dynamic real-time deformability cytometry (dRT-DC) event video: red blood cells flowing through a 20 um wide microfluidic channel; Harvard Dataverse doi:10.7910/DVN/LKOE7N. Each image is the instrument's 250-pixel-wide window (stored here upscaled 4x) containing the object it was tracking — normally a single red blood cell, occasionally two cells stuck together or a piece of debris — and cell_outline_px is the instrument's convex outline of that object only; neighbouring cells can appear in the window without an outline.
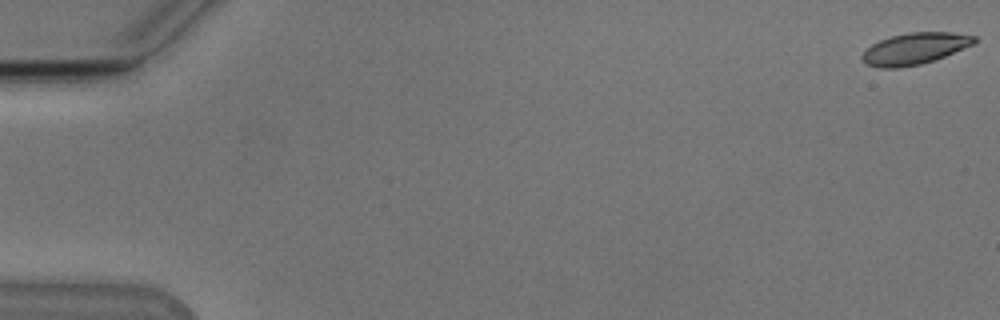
{"species": "Egyptian fruit bat (a non-hibernating species)", "species_latin": "Rousettus aegyptiacus", "temperature_condition": "cold", "stored_images_in_passage": 55, "camera_frame_rate_fps": 3000, "um_per_image_px": 0.085, "animal": {"sex": "male"}, "frame": {"image": 1, "passage_image": 1, "time_ms": 0.0, "image_size_px": [1000, 320], "cell_outline_px": [[976, 40], [972, 44], [944, 56], [920, 64], [900, 68], [880, 68], [868, 64], [860, 56], [872, 44], [880, 40], [892, 36], [908, 32], [952, 32], [976, 36]], "centroid_in_image_um": [77.74, 4.12], "position_along_channel_um": 7.3, "area_um2": 20.23}}
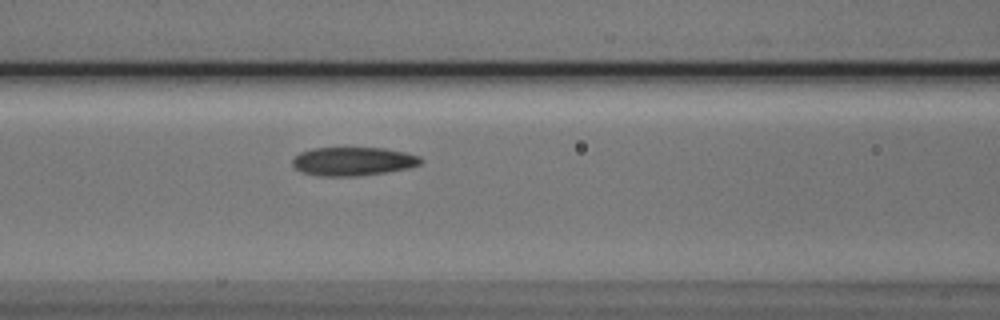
{"frame": {"image": 2, "passage_image": 24, "time_ms": 7.667, "image_size_px": [1000, 320], "cell_outline_px": [[424, 160], [420, 164], [408, 168], [388, 172], [356, 176], [320, 176], [300, 172], [292, 164], [292, 160], [300, 152], [312, 148], [384, 148], [404, 152], [420, 156]], "centroid_in_image_um": [30.01, 13.72], "position_along_channel_um": 136.6, "area_um2": 21.44}}
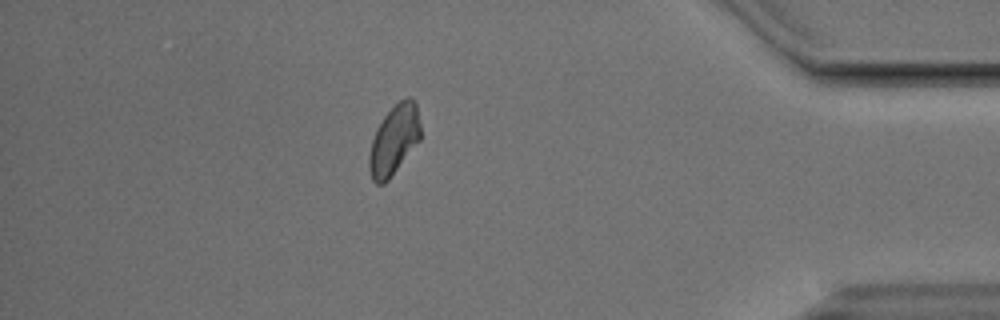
{"frame": {"image": 3, "passage_image": 48, "time_ms": 15.667, "image_size_px": [1000, 320], "cell_outline_px": [[420, 140], [388, 180], [384, 184], [376, 184], [372, 180], [368, 168], [368, 156], [372, 140], [376, 128], [384, 116], [400, 100], [408, 96], [412, 96], [416, 100], [420, 124]], "centroid_in_image_um": [33.49, 11.89], "position_along_channel_um": 401.7, "area_um2": 20.98}, "authors_computed_cell_mechanics": {"area_um2": 21.1548, "velocity_mm_per_s": 3.7995, "shape_relaxation_time_tau1_ms": 3.0056, "shape_relaxation_time_tau2_ms": 3.815, "deformation_change_tau1": 0.0876, "deformation_change_tau2": 0.0863}}